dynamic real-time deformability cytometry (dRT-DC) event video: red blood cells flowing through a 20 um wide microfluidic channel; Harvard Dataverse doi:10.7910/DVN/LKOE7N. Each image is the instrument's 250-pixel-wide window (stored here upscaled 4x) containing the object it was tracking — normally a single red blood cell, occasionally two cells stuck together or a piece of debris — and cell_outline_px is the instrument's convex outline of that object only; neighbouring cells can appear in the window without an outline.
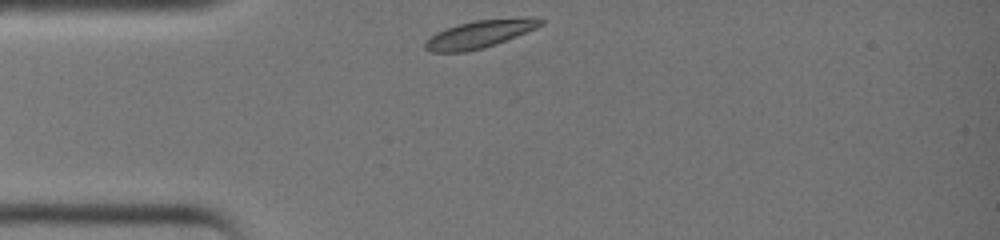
{"species": "common noctule bat (a hibernating species)", "species_latin": "Nyctalus noctula", "temperature_condition": "warm", "stored_images_in_passage": 25, "camera_frame_rate_fps": 3000, "um_per_image_px": 0.085, "animal": {"sex": "female", "body_mass_g": 19.0, "forearm_length_mm": 51.5}, "frame": {"image": 1, "passage_image": 1, "time_ms": 0.0, "image_size_px": [1000, 240], "cell_outline_px": [[544, 24], [536, 28], [496, 44], [484, 48], [464, 52], [428, 52], [424, 48], [424, 40], [436, 32], [460, 24], [476, 20], [524, 16], [528, 16], [544, 20]], "centroid_in_image_um": [40.78, 2.89], "position_along_channel_um": 44.2, "area_um2": 18.79}}
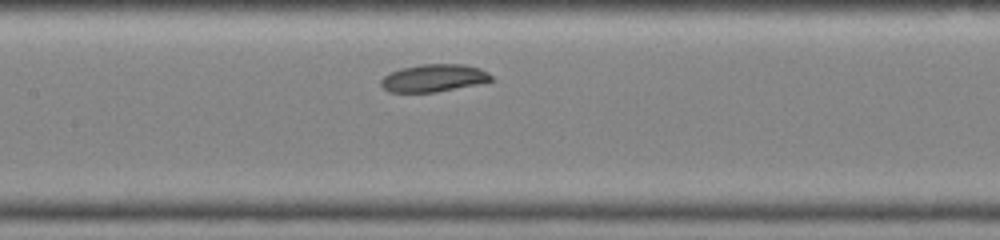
{"frame": {"image": 2, "passage_image": 10, "time_ms": 3.0, "image_size_px": [1000, 240], "cell_outline_px": [[492, 80], [476, 84], [436, 92], [388, 92], [380, 84], [380, 80], [388, 72], [400, 68], [420, 64], [464, 64], [480, 68], [488, 72], [492, 76]], "centroid_in_image_um": [36.83, 6.62], "position_along_channel_um": 170.6, "area_um2": 17.74}}
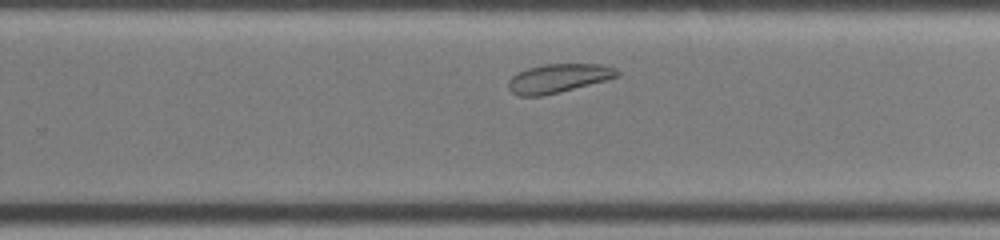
{"frame": {"image": 3, "passage_image": 17, "time_ms": 5.333, "image_size_px": [1000, 240], "cell_outline_px": [[620, 76], [608, 80], [560, 92], [540, 96], [520, 96], [512, 92], [508, 88], [508, 80], [512, 76], [528, 68], [544, 64], [604, 64], [616, 68], [620, 72]], "centroid_in_image_um": [47.51, 6.65], "position_along_channel_um": 282.3, "area_um2": 18.38}}